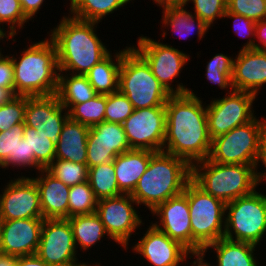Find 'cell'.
I'll list each match as a JSON object with an SVG mask.
<instances>
[{
    "mask_svg": "<svg viewBox=\"0 0 266 266\" xmlns=\"http://www.w3.org/2000/svg\"><path fill=\"white\" fill-rule=\"evenodd\" d=\"M90 127L70 118L63 124L60 139L56 143L55 159L87 164V139Z\"/></svg>",
    "mask_w": 266,
    "mask_h": 266,
    "instance_id": "cb8c5ba5",
    "label": "cell"
},
{
    "mask_svg": "<svg viewBox=\"0 0 266 266\" xmlns=\"http://www.w3.org/2000/svg\"><path fill=\"white\" fill-rule=\"evenodd\" d=\"M192 181L225 204L252 193L257 187L255 165L220 164L208 158L192 165Z\"/></svg>",
    "mask_w": 266,
    "mask_h": 266,
    "instance_id": "5b68a950",
    "label": "cell"
},
{
    "mask_svg": "<svg viewBox=\"0 0 266 266\" xmlns=\"http://www.w3.org/2000/svg\"><path fill=\"white\" fill-rule=\"evenodd\" d=\"M122 124L101 122L89 129L87 139L88 169L108 162H113L119 154L130 150Z\"/></svg>",
    "mask_w": 266,
    "mask_h": 266,
    "instance_id": "e0dca14e",
    "label": "cell"
},
{
    "mask_svg": "<svg viewBox=\"0 0 266 266\" xmlns=\"http://www.w3.org/2000/svg\"><path fill=\"white\" fill-rule=\"evenodd\" d=\"M4 221H5L4 216H3L1 208H0V238H1V232H2L3 225H4Z\"/></svg>",
    "mask_w": 266,
    "mask_h": 266,
    "instance_id": "11a10c76",
    "label": "cell"
},
{
    "mask_svg": "<svg viewBox=\"0 0 266 266\" xmlns=\"http://www.w3.org/2000/svg\"><path fill=\"white\" fill-rule=\"evenodd\" d=\"M16 257L0 254V266H15Z\"/></svg>",
    "mask_w": 266,
    "mask_h": 266,
    "instance_id": "f5cc1de1",
    "label": "cell"
},
{
    "mask_svg": "<svg viewBox=\"0 0 266 266\" xmlns=\"http://www.w3.org/2000/svg\"><path fill=\"white\" fill-rule=\"evenodd\" d=\"M26 96L16 95L0 106V132L10 130L18 123H24Z\"/></svg>",
    "mask_w": 266,
    "mask_h": 266,
    "instance_id": "74e56055",
    "label": "cell"
},
{
    "mask_svg": "<svg viewBox=\"0 0 266 266\" xmlns=\"http://www.w3.org/2000/svg\"><path fill=\"white\" fill-rule=\"evenodd\" d=\"M74 235L75 245L87 250L108 236L100 217L96 214L76 215L68 218Z\"/></svg>",
    "mask_w": 266,
    "mask_h": 266,
    "instance_id": "f1b7e54d",
    "label": "cell"
},
{
    "mask_svg": "<svg viewBox=\"0 0 266 266\" xmlns=\"http://www.w3.org/2000/svg\"><path fill=\"white\" fill-rule=\"evenodd\" d=\"M257 245L248 242L233 241L221 238L209 244L205 249L216 251L217 266H260L254 256Z\"/></svg>",
    "mask_w": 266,
    "mask_h": 266,
    "instance_id": "484cf974",
    "label": "cell"
},
{
    "mask_svg": "<svg viewBox=\"0 0 266 266\" xmlns=\"http://www.w3.org/2000/svg\"><path fill=\"white\" fill-rule=\"evenodd\" d=\"M14 65V94L46 96L57 93L58 64L54 42L50 39L31 44L21 57L11 56Z\"/></svg>",
    "mask_w": 266,
    "mask_h": 266,
    "instance_id": "277c9868",
    "label": "cell"
},
{
    "mask_svg": "<svg viewBox=\"0 0 266 266\" xmlns=\"http://www.w3.org/2000/svg\"><path fill=\"white\" fill-rule=\"evenodd\" d=\"M118 90L134 109L165 107L170 94L155 78L149 64L131 46L122 56Z\"/></svg>",
    "mask_w": 266,
    "mask_h": 266,
    "instance_id": "8992f818",
    "label": "cell"
},
{
    "mask_svg": "<svg viewBox=\"0 0 266 266\" xmlns=\"http://www.w3.org/2000/svg\"><path fill=\"white\" fill-rule=\"evenodd\" d=\"M193 91L172 94L167 100L163 145V152L182 158L191 166L209 157L212 141L206 104Z\"/></svg>",
    "mask_w": 266,
    "mask_h": 266,
    "instance_id": "6da1fadb",
    "label": "cell"
},
{
    "mask_svg": "<svg viewBox=\"0 0 266 266\" xmlns=\"http://www.w3.org/2000/svg\"><path fill=\"white\" fill-rule=\"evenodd\" d=\"M11 167H28L29 168V147L28 141L24 138L18 142L15 148V160L9 165Z\"/></svg>",
    "mask_w": 266,
    "mask_h": 266,
    "instance_id": "f6af8a7d",
    "label": "cell"
},
{
    "mask_svg": "<svg viewBox=\"0 0 266 266\" xmlns=\"http://www.w3.org/2000/svg\"><path fill=\"white\" fill-rule=\"evenodd\" d=\"M4 57V55L1 52V48H0V60Z\"/></svg>",
    "mask_w": 266,
    "mask_h": 266,
    "instance_id": "6f0895ef",
    "label": "cell"
},
{
    "mask_svg": "<svg viewBox=\"0 0 266 266\" xmlns=\"http://www.w3.org/2000/svg\"><path fill=\"white\" fill-rule=\"evenodd\" d=\"M46 170L65 185L72 187L88 181L87 164L55 159Z\"/></svg>",
    "mask_w": 266,
    "mask_h": 266,
    "instance_id": "e575fe53",
    "label": "cell"
},
{
    "mask_svg": "<svg viewBox=\"0 0 266 266\" xmlns=\"http://www.w3.org/2000/svg\"><path fill=\"white\" fill-rule=\"evenodd\" d=\"M133 111L132 103L119 90L106 95L105 122L123 124Z\"/></svg>",
    "mask_w": 266,
    "mask_h": 266,
    "instance_id": "8d00e7d4",
    "label": "cell"
},
{
    "mask_svg": "<svg viewBox=\"0 0 266 266\" xmlns=\"http://www.w3.org/2000/svg\"><path fill=\"white\" fill-rule=\"evenodd\" d=\"M97 25L68 14L51 30L49 37L56 47L59 72L86 75L111 52L95 33Z\"/></svg>",
    "mask_w": 266,
    "mask_h": 266,
    "instance_id": "7a4b0ae2",
    "label": "cell"
},
{
    "mask_svg": "<svg viewBox=\"0 0 266 266\" xmlns=\"http://www.w3.org/2000/svg\"><path fill=\"white\" fill-rule=\"evenodd\" d=\"M158 217L156 228L191 250V219L187 196L182 193L159 204L152 212Z\"/></svg>",
    "mask_w": 266,
    "mask_h": 266,
    "instance_id": "ffe728a7",
    "label": "cell"
},
{
    "mask_svg": "<svg viewBox=\"0 0 266 266\" xmlns=\"http://www.w3.org/2000/svg\"><path fill=\"white\" fill-rule=\"evenodd\" d=\"M72 17L100 23L102 18L113 13L118 8L132 0H69Z\"/></svg>",
    "mask_w": 266,
    "mask_h": 266,
    "instance_id": "4dcf8cb0",
    "label": "cell"
},
{
    "mask_svg": "<svg viewBox=\"0 0 266 266\" xmlns=\"http://www.w3.org/2000/svg\"><path fill=\"white\" fill-rule=\"evenodd\" d=\"M44 0H20L24 15L30 20L41 9Z\"/></svg>",
    "mask_w": 266,
    "mask_h": 266,
    "instance_id": "7dc6e473",
    "label": "cell"
},
{
    "mask_svg": "<svg viewBox=\"0 0 266 266\" xmlns=\"http://www.w3.org/2000/svg\"><path fill=\"white\" fill-rule=\"evenodd\" d=\"M33 177L40 197L43 219H68L70 187L52 176L46 169Z\"/></svg>",
    "mask_w": 266,
    "mask_h": 266,
    "instance_id": "7402d4cb",
    "label": "cell"
},
{
    "mask_svg": "<svg viewBox=\"0 0 266 266\" xmlns=\"http://www.w3.org/2000/svg\"><path fill=\"white\" fill-rule=\"evenodd\" d=\"M66 110L57 94L26 96L24 123L34 128L38 135H44L56 145L60 139L63 124L69 118V112Z\"/></svg>",
    "mask_w": 266,
    "mask_h": 266,
    "instance_id": "9a60e30c",
    "label": "cell"
},
{
    "mask_svg": "<svg viewBox=\"0 0 266 266\" xmlns=\"http://www.w3.org/2000/svg\"><path fill=\"white\" fill-rule=\"evenodd\" d=\"M191 180L192 166L187 161L156 152L130 195L138 206L143 204L152 212L159 204L182 194Z\"/></svg>",
    "mask_w": 266,
    "mask_h": 266,
    "instance_id": "3957f363",
    "label": "cell"
},
{
    "mask_svg": "<svg viewBox=\"0 0 266 266\" xmlns=\"http://www.w3.org/2000/svg\"><path fill=\"white\" fill-rule=\"evenodd\" d=\"M75 266H100V264L99 263H94V264H92V265H89L88 263L86 264V263H84V262H80L79 264H77V265H75Z\"/></svg>",
    "mask_w": 266,
    "mask_h": 266,
    "instance_id": "9f6ffc18",
    "label": "cell"
},
{
    "mask_svg": "<svg viewBox=\"0 0 266 266\" xmlns=\"http://www.w3.org/2000/svg\"><path fill=\"white\" fill-rule=\"evenodd\" d=\"M262 118L255 117L249 123L212 139L208 159L220 164L255 165L261 139L266 134V119Z\"/></svg>",
    "mask_w": 266,
    "mask_h": 266,
    "instance_id": "9c48e42d",
    "label": "cell"
},
{
    "mask_svg": "<svg viewBox=\"0 0 266 266\" xmlns=\"http://www.w3.org/2000/svg\"><path fill=\"white\" fill-rule=\"evenodd\" d=\"M15 96L11 90L0 87V106L9 102Z\"/></svg>",
    "mask_w": 266,
    "mask_h": 266,
    "instance_id": "816d5d0a",
    "label": "cell"
},
{
    "mask_svg": "<svg viewBox=\"0 0 266 266\" xmlns=\"http://www.w3.org/2000/svg\"><path fill=\"white\" fill-rule=\"evenodd\" d=\"M5 29H3V28H1V26H0V40H2L3 41V39L4 38H7L8 37V40L7 41H9V39L11 38H13L14 36L12 35V34H10V33H8L9 31H4ZM8 33V34H7ZM8 35V36H7ZM10 37V38H9Z\"/></svg>",
    "mask_w": 266,
    "mask_h": 266,
    "instance_id": "db71d44e",
    "label": "cell"
},
{
    "mask_svg": "<svg viewBox=\"0 0 266 266\" xmlns=\"http://www.w3.org/2000/svg\"><path fill=\"white\" fill-rule=\"evenodd\" d=\"M106 95L97 94L87 102L74 105L68 112L72 121L88 127L105 121Z\"/></svg>",
    "mask_w": 266,
    "mask_h": 266,
    "instance_id": "d6a6232c",
    "label": "cell"
},
{
    "mask_svg": "<svg viewBox=\"0 0 266 266\" xmlns=\"http://www.w3.org/2000/svg\"><path fill=\"white\" fill-rule=\"evenodd\" d=\"M113 162L88 169V182L98 200L123 194L118 187Z\"/></svg>",
    "mask_w": 266,
    "mask_h": 266,
    "instance_id": "1f68e13d",
    "label": "cell"
},
{
    "mask_svg": "<svg viewBox=\"0 0 266 266\" xmlns=\"http://www.w3.org/2000/svg\"><path fill=\"white\" fill-rule=\"evenodd\" d=\"M224 238L259 245L266 234V195L256 189L225 205ZM234 234V236H233Z\"/></svg>",
    "mask_w": 266,
    "mask_h": 266,
    "instance_id": "ba28073f",
    "label": "cell"
},
{
    "mask_svg": "<svg viewBox=\"0 0 266 266\" xmlns=\"http://www.w3.org/2000/svg\"><path fill=\"white\" fill-rule=\"evenodd\" d=\"M255 37L259 40V44L255 43V49L266 51V18L256 22Z\"/></svg>",
    "mask_w": 266,
    "mask_h": 266,
    "instance_id": "c3c4849f",
    "label": "cell"
},
{
    "mask_svg": "<svg viewBox=\"0 0 266 266\" xmlns=\"http://www.w3.org/2000/svg\"><path fill=\"white\" fill-rule=\"evenodd\" d=\"M128 48L129 46L119 52L117 51L113 56L112 53H109L88 71L86 77L97 94L108 95L118 91L122 56Z\"/></svg>",
    "mask_w": 266,
    "mask_h": 266,
    "instance_id": "4316f807",
    "label": "cell"
},
{
    "mask_svg": "<svg viewBox=\"0 0 266 266\" xmlns=\"http://www.w3.org/2000/svg\"><path fill=\"white\" fill-rule=\"evenodd\" d=\"M155 153L149 150L130 149L115 157L113 164L116 180L123 194H131L134 191Z\"/></svg>",
    "mask_w": 266,
    "mask_h": 266,
    "instance_id": "603a6c76",
    "label": "cell"
},
{
    "mask_svg": "<svg viewBox=\"0 0 266 266\" xmlns=\"http://www.w3.org/2000/svg\"><path fill=\"white\" fill-rule=\"evenodd\" d=\"M234 90L246 91L258 95L266 85V51L259 49H241L234 58L232 72Z\"/></svg>",
    "mask_w": 266,
    "mask_h": 266,
    "instance_id": "44dd1931",
    "label": "cell"
},
{
    "mask_svg": "<svg viewBox=\"0 0 266 266\" xmlns=\"http://www.w3.org/2000/svg\"><path fill=\"white\" fill-rule=\"evenodd\" d=\"M98 199L88 181L70 187L68 218L96 213Z\"/></svg>",
    "mask_w": 266,
    "mask_h": 266,
    "instance_id": "836d02e7",
    "label": "cell"
},
{
    "mask_svg": "<svg viewBox=\"0 0 266 266\" xmlns=\"http://www.w3.org/2000/svg\"><path fill=\"white\" fill-rule=\"evenodd\" d=\"M122 125L131 149L163 151L166 128L165 107L134 109Z\"/></svg>",
    "mask_w": 266,
    "mask_h": 266,
    "instance_id": "4fadbf2b",
    "label": "cell"
},
{
    "mask_svg": "<svg viewBox=\"0 0 266 266\" xmlns=\"http://www.w3.org/2000/svg\"><path fill=\"white\" fill-rule=\"evenodd\" d=\"M25 123H18L10 130L0 132V167L8 168L15 160V148L24 137Z\"/></svg>",
    "mask_w": 266,
    "mask_h": 266,
    "instance_id": "f35d334b",
    "label": "cell"
},
{
    "mask_svg": "<svg viewBox=\"0 0 266 266\" xmlns=\"http://www.w3.org/2000/svg\"><path fill=\"white\" fill-rule=\"evenodd\" d=\"M227 11L258 22L266 18V1L227 0Z\"/></svg>",
    "mask_w": 266,
    "mask_h": 266,
    "instance_id": "b9f144b4",
    "label": "cell"
},
{
    "mask_svg": "<svg viewBox=\"0 0 266 266\" xmlns=\"http://www.w3.org/2000/svg\"><path fill=\"white\" fill-rule=\"evenodd\" d=\"M43 218L5 220L0 238V254L29 256L37 253Z\"/></svg>",
    "mask_w": 266,
    "mask_h": 266,
    "instance_id": "ac0fdd59",
    "label": "cell"
},
{
    "mask_svg": "<svg viewBox=\"0 0 266 266\" xmlns=\"http://www.w3.org/2000/svg\"><path fill=\"white\" fill-rule=\"evenodd\" d=\"M226 17L234 19L233 30L235 31V34L244 38H248L250 36L249 41L244 43L241 49H255L256 22L242 15H238L228 11L225 12L224 18Z\"/></svg>",
    "mask_w": 266,
    "mask_h": 266,
    "instance_id": "7bdbcfd3",
    "label": "cell"
},
{
    "mask_svg": "<svg viewBox=\"0 0 266 266\" xmlns=\"http://www.w3.org/2000/svg\"><path fill=\"white\" fill-rule=\"evenodd\" d=\"M228 93L222 98L212 99L206 106L211 140L249 123L256 117L252 107L257 97L255 94L234 89Z\"/></svg>",
    "mask_w": 266,
    "mask_h": 266,
    "instance_id": "8fae6325",
    "label": "cell"
},
{
    "mask_svg": "<svg viewBox=\"0 0 266 266\" xmlns=\"http://www.w3.org/2000/svg\"><path fill=\"white\" fill-rule=\"evenodd\" d=\"M259 162L263 163L264 167L266 168V134L261 139L259 153L255 163V181L257 186L260 185L259 183H262V181H266V170L264 173L258 172L257 170Z\"/></svg>",
    "mask_w": 266,
    "mask_h": 266,
    "instance_id": "bcb514c9",
    "label": "cell"
},
{
    "mask_svg": "<svg viewBox=\"0 0 266 266\" xmlns=\"http://www.w3.org/2000/svg\"><path fill=\"white\" fill-rule=\"evenodd\" d=\"M137 43L138 47H132L145 59L155 78L170 94L189 93L190 90L182 83H177L174 88L171 85L189 61L190 55L144 35L138 38Z\"/></svg>",
    "mask_w": 266,
    "mask_h": 266,
    "instance_id": "30bf717a",
    "label": "cell"
},
{
    "mask_svg": "<svg viewBox=\"0 0 266 266\" xmlns=\"http://www.w3.org/2000/svg\"><path fill=\"white\" fill-rule=\"evenodd\" d=\"M36 254L50 266L79 264L73 230L68 219H44Z\"/></svg>",
    "mask_w": 266,
    "mask_h": 266,
    "instance_id": "5bb4252c",
    "label": "cell"
},
{
    "mask_svg": "<svg viewBox=\"0 0 266 266\" xmlns=\"http://www.w3.org/2000/svg\"><path fill=\"white\" fill-rule=\"evenodd\" d=\"M29 19L24 15L20 0H0V24L8 23L9 33L16 36L17 29H23Z\"/></svg>",
    "mask_w": 266,
    "mask_h": 266,
    "instance_id": "60d3db41",
    "label": "cell"
},
{
    "mask_svg": "<svg viewBox=\"0 0 266 266\" xmlns=\"http://www.w3.org/2000/svg\"><path fill=\"white\" fill-rule=\"evenodd\" d=\"M15 266H50L44 262L37 254L16 257Z\"/></svg>",
    "mask_w": 266,
    "mask_h": 266,
    "instance_id": "681fc988",
    "label": "cell"
},
{
    "mask_svg": "<svg viewBox=\"0 0 266 266\" xmlns=\"http://www.w3.org/2000/svg\"><path fill=\"white\" fill-rule=\"evenodd\" d=\"M160 6L163 8L161 19L162 24L165 25H162L163 28L170 26L172 33L178 34L181 38L187 39L196 29L198 39L202 40L209 30V26L204 21L186 10L184 3H164Z\"/></svg>",
    "mask_w": 266,
    "mask_h": 266,
    "instance_id": "d4e9b609",
    "label": "cell"
},
{
    "mask_svg": "<svg viewBox=\"0 0 266 266\" xmlns=\"http://www.w3.org/2000/svg\"><path fill=\"white\" fill-rule=\"evenodd\" d=\"M14 65L11 55L0 60V87L9 89L14 93Z\"/></svg>",
    "mask_w": 266,
    "mask_h": 266,
    "instance_id": "ee69618b",
    "label": "cell"
},
{
    "mask_svg": "<svg viewBox=\"0 0 266 266\" xmlns=\"http://www.w3.org/2000/svg\"><path fill=\"white\" fill-rule=\"evenodd\" d=\"M29 147V168L36 170L46 169L55 160L56 145L44 135L37 134V131L24 125V137Z\"/></svg>",
    "mask_w": 266,
    "mask_h": 266,
    "instance_id": "f546056e",
    "label": "cell"
},
{
    "mask_svg": "<svg viewBox=\"0 0 266 266\" xmlns=\"http://www.w3.org/2000/svg\"><path fill=\"white\" fill-rule=\"evenodd\" d=\"M183 193L187 196L191 219V250L205 249L224 237L225 203L207 194L192 180Z\"/></svg>",
    "mask_w": 266,
    "mask_h": 266,
    "instance_id": "52a82bcc",
    "label": "cell"
},
{
    "mask_svg": "<svg viewBox=\"0 0 266 266\" xmlns=\"http://www.w3.org/2000/svg\"><path fill=\"white\" fill-rule=\"evenodd\" d=\"M134 253L142 255L153 266H178L188 257V249L169 238L152 222L142 238L132 247Z\"/></svg>",
    "mask_w": 266,
    "mask_h": 266,
    "instance_id": "d6986e66",
    "label": "cell"
},
{
    "mask_svg": "<svg viewBox=\"0 0 266 266\" xmlns=\"http://www.w3.org/2000/svg\"><path fill=\"white\" fill-rule=\"evenodd\" d=\"M206 252H208L206 249L189 250L187 255H190V256L188 257L190 258H192V256H194V258L196 257V259L193 261L192 266H213V264L211 265L206 260H204V256H205L204 254Z\"/></svg>",
    "mask_w": 266,
    "mask_h": 266,
    "instance_id": "f907efd6",
    "label": "cell"
},
{
    "mask_svg": "<svg viewBox=\"0 0 266 266\" xmlns=\"http://www.w3.org/2000/svg\"><path fill=\"white\" fill-rule=\"evenodd\" d=\"M56 94L60 103L67 111L74 105L87 102L97 95L86 75L72 73L64 75V72L58 73V89Z\"/></svg>",
    "mask_w": 266,
    "mask_h": 266,
    "instance_id": "83f0119b",
    "label": "cell"
},
{
    "mask_svg": "<svg viewBox=\"0 0 266 266\" xmlns=\"http://www.w3.org/2000/svg\"><path fill=\"white\" fill-rule=\"evenodd\" d=\"M194 3V15L211 27L216 19L224 18L227 0H185L184 4ZM188 3V4H187Z\"/></svg>",
    "mask_w": 266,
    "mask_h": 266,
    "instance_id": "ab89813d",
    "label": "cell"
},
{
    "mask_svg": "<svg viewBox=\"0 0 266 266\" xmlns=\"http://www.w3.org/2000/svg\"><path fill=\"white\" fill-rule=\"evenodd\" d=\"M137 202L130 194L98 200L96 214L100 217L108 238L129 249L130 238L136 229L144 224L141 215L133 205Z\"/></svg>",
    "mask_w": 266,
    "mask_h": 266,
    "instance_id": "7c38bea8",
    "label": "cell"
},
{
    "mask_svg": "<svg viewBox=\"0 0 266 266\" xmlns=\"http://www.w3.org/2000/svg\"><path fill=\"white\" fill-rule=\"evenodd\" d=\"M234 58L224 55L223 53H217L206 65L205 78L212 84H217L220 89H230L232 87V72H233Z\"/></svg>",
    "mask_w": 266,
    "mask_h": 266,
    "instance_id": "d590c367",
    "label": "cell"
},
{
    "mask_svg": "<svg viewBox=\"0 0 266 266\" xmlns=\"http://www.w3.org/2000/svg\"><path fill=\"white\" fill-rule=\"evenodd\" d=\"M6 184L0 194L4 220L43 218L39 191L32 177L19 176Z\"/></svg>",
    "mask_w": 266,
    "mask_h": 266,
    "instance_id": "2e32d148",
    "label": "cell"
}]
</instances>
